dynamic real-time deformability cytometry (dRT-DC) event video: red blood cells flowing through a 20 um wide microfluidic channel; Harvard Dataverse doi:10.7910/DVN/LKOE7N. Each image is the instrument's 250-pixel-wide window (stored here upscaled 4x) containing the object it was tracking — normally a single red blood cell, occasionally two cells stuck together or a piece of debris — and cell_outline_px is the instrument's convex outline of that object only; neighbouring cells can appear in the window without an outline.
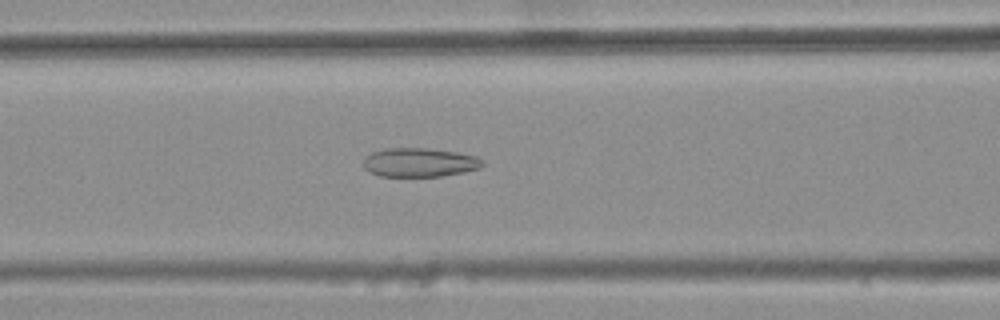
{"species": "common noctule bat (a hibernating species)", "species_latin": "Nyctalus noctula", "temperature_condition": "warm", "stored_images_in_passage": 32, "camera_frame_rate_fps": 3000, "um_per_image_px": 0.085, "animal": {"sex": "female", "body_mass_g": 25.1}, "frame": {"image": 1, "passage_image": 7, "time_ms": 2.0, "image_size_px": [1000, 320], "cell_outline_px": [[484, 164], [480, 168], [464, 172], [440, 176], [380, 176], [368, 172], [364, 168], [364, 160], [372, 152], [384, 148], [424, 148], [456, 152], [476, 156], [484, 160]], "centroid_in_image_um": [35.67, 13.81], "position_along_channel_um": 130.9, "area_um2": 20.06}}
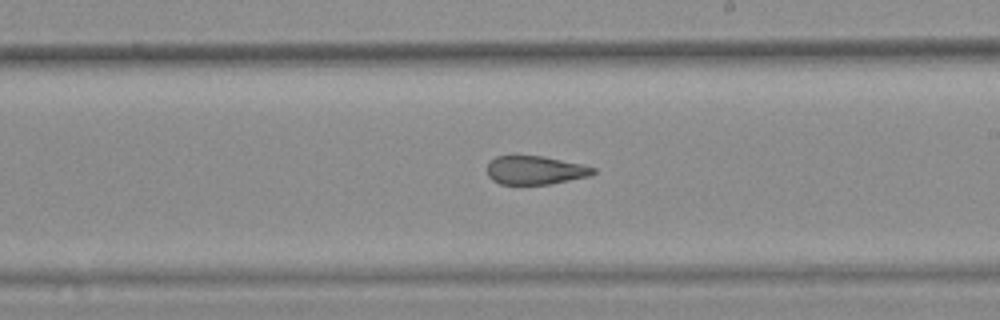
{"frame": {"image": 2, "passage_image": 16, "time_ms": 5.0, "image_size_px": [1000, 320], "cell_outline_px": [[596, 172], [592, 176], [552, 184], [500, 184], [492, 180], [488, 176], [488, 164], [496, 156], [544, 156], [580, 164], [596, 168]], "centroid_in_image_um": [45.53, 14.48], "position_along_channel_um": 243.5, "area_um2": 17.69}}
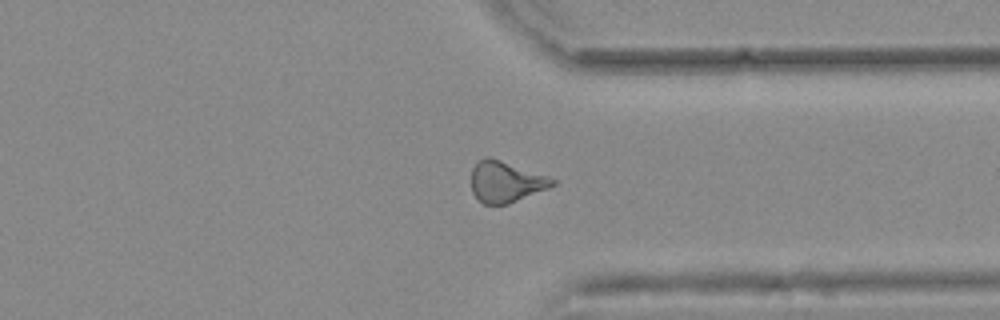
{"frame": {"image": 3, "passage_image": 26, "time_ms": 8.333, "image_size_px": [1000, 320], "cell_outline_px": [[556, 184], [548, 188], [508, 204], [484, 204], [472, 192], [472, 168], [484, 156], [488, 156], [548, 176], [556, 180]], "centroid_in_image_um": [42.99, 15.45], "position_along_channel_um": 368.4, "area_um2": 19.13}, "authors_computed_cell_mechanics": {"area_um2": 19.1318, "velocity_mm_per_s": 3.7624, "shape_relaxation_time_tau1_ms": null, "shape_relaxation_time_tau2_ms": 2.1957, "deformation_change_tau1": null, "deformation_change_tau2": 0.113}}